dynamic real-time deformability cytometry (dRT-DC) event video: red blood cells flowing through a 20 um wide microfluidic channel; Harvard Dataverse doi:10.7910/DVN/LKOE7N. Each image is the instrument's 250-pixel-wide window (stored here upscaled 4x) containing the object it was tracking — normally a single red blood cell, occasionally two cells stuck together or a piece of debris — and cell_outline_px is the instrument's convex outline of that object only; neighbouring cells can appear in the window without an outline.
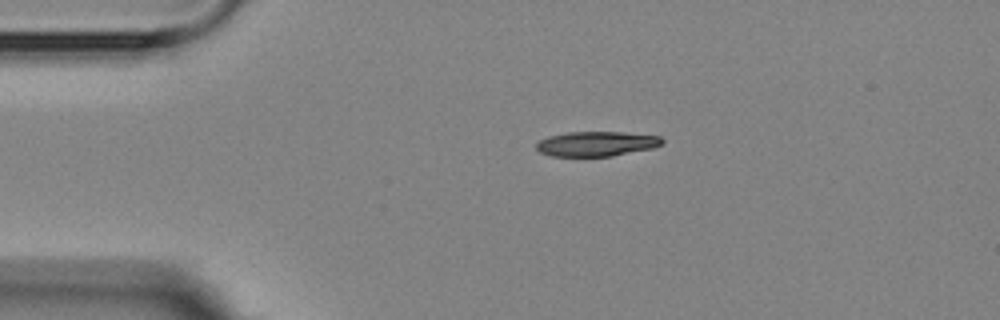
{"species": "Egyptian fruit bat (a non-hibernating species)", "species_latin": "Rousettus aegyptiacus", "temperature_condition": "room temperature", "stored_images_in_passage": 2, "camera_frame_rate_fps": 3000, "um_per_image_px": 0.085, "animal": {"sex": "female"}, "frame": {"image": 1, "passage_image": 1, "time_ms": 0.0, "image_size_px": [1000, 320], "cell_outline_px": [[664, 140], [660, 144], [652, 148], [612, 156], [552, 156], [540, 152], [536, 148], [536, 144], [540, 140], [548, 136], [568, 132], [624, 132], [660, 136]], "centroid_in_image_um": [50.69, 12.22], "position_along_channel_um": 34.3, "area_um2": 18.09}}